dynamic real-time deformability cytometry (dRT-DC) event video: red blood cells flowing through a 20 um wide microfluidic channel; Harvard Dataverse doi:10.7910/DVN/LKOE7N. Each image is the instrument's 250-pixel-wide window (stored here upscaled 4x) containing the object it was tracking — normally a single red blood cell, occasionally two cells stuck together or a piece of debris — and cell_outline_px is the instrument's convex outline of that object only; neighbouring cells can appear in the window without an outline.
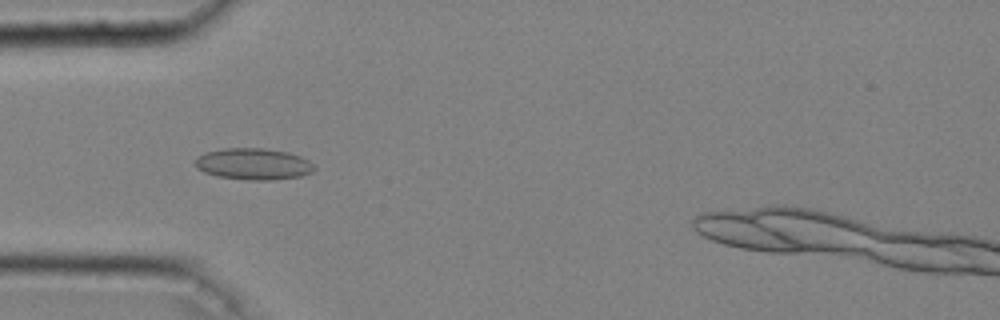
{"species": "common noctule bat (a hibernating species)", "species_latin": "Nyctalus noctula", "temperature_condition": "cold", "stored_images_in_passage": 46, "camera_frame_rate_fps": 3000, "um_per_image_px": 0.085, "animal": {"sex": "male", "body_mass_g": 20.4}, "frame": {"image": 1, "passage_image": 15, "time_ms": 4.667, "image_size_px": [1000, 320], "cell_outline_px": [[316, 168], [312, 172], [300, 176], [272, 180], [244, 180], [216, 176], [204, 172], [196, 168], [196, 160], [204, 152], [224, 148], [264, 148], [288, 152], [300, 156], [308, 160]], "centroid_in_image_um": [21.54, 13.94], "position_along_channel_um": 63.5, "area_um2": 21.91}}
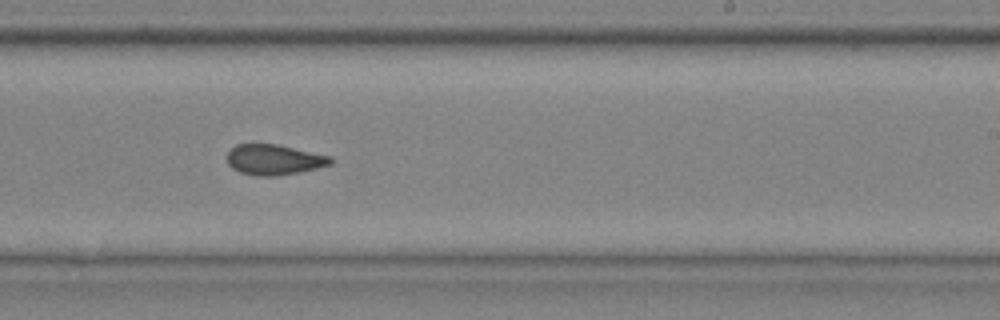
{"frame": {"image": 2, "passage_image": 30, "time_ms": 9.667, "image_size_px": [1000, 320], "cell_outline_px": [[332, 164], [300, 172], [276, 176], [256, 176], [240, 172], [232, 168], [228, 164], [228, 152], [236, 144], [276, 144], [332, 156]], "centroid_in_image_um": [23.3, 13.57], "position_along_channel_um": 265.7, "area_um2": 18.32}}
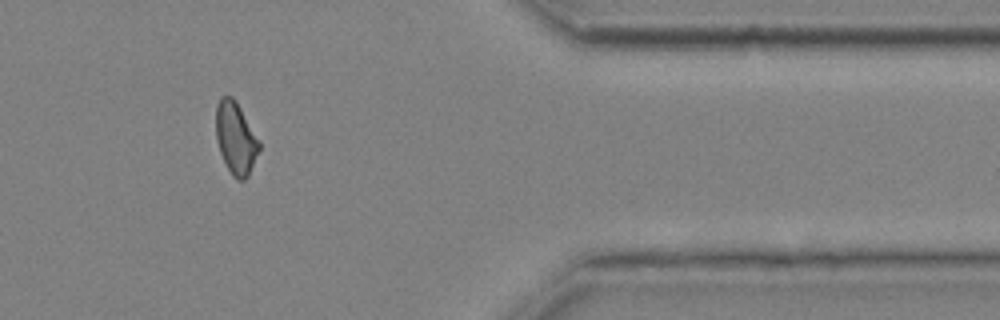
{"frame": {"image": 3, "passage_image": 41, "time_ms": 13.333, "image_size_px": [1000, 320], "cell_outline_px": [[260, 148], [248, 176], [244, 180], [236, 180], [232, 176], [220, 152], [216, 140], [216, 104], [220, 96], [232, 96], [236, 100], [260, 140]], "centroid_in_image_um": [20.03, 11.72], "position_along_channel_um": 391.4, "area_um2": 18.32}, "authors_computed_cell_mechanics": {"area_um2": 19.1896, "velocity_mm_per_s": 4.069, "shape_relaxation_time_tau1_ms": null, "shape_relaxation_time_tau2_ms": 1.9293, "deformation_change_tau1": null, "deformation_change_tau2": 0.0689}}